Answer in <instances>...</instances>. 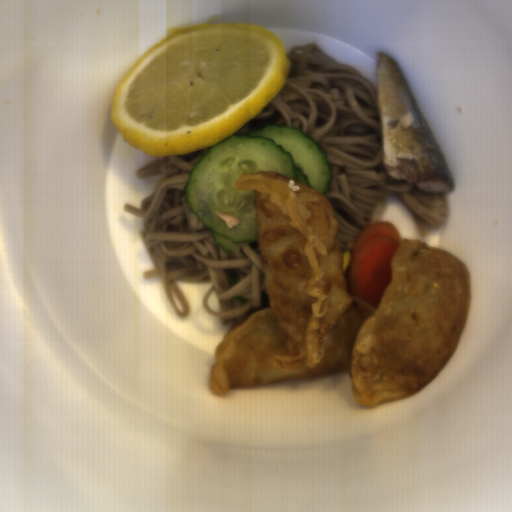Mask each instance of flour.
Returning a JSON list of instances; mask_svg holds the SVG:
<instances>
[{
	"label": "flour",
	"instance_id": "flour-1",
	"mask_svg": "<svg viewBox=\"0 0 512 512\" xmlns=\"http://www.w3.org/2000/svg\"><path fill=\"white\" fill-rule=\"evenodd\" d=\"M255 200L269 304L215 347L214 394L347 369L353 399L409 398L451 360L472 305L471 274L453 252L405 239L377 305L352 298L340 227L322 193L279 171L241 174Z\"/></svg>",
	"mask_w": 512,
	"mask_h": 512
}]
</instances>
